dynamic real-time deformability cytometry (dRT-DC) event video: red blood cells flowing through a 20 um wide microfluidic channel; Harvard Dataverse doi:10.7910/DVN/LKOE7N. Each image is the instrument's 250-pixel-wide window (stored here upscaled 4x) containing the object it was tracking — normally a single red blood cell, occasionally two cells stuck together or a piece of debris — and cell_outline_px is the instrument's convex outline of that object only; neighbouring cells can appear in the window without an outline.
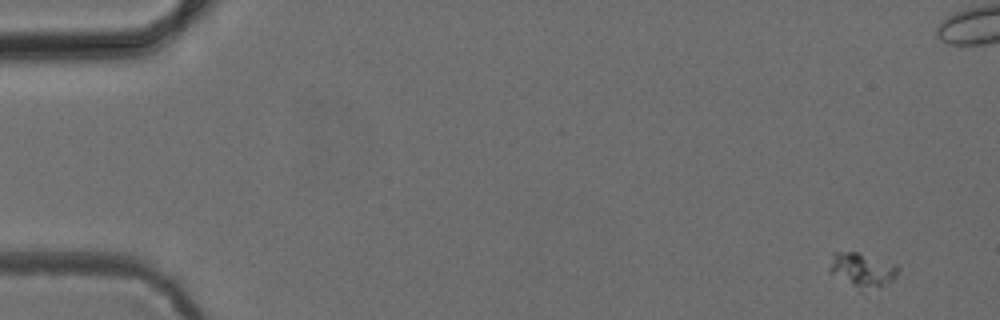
{"species": "common noctule bat (a hibernating species)", "species_latin": "Nyctalus noctula", "temperature_condition": "cold", "stored_images_in_passage": 6, "camera_frame_rate_fps": 3000, "um_per_image_px": 0.085, "animal": {"sex": "female", "body_mass_g": 24.6, "forearm_length_mm": 56.2}, "frame": {"image": 1, "passage_image": 1, "time_ms": 0.0, "image_size_px": [1000, 320], "cell_outline_px": [[900, 268], [896, 276], [892, 280], [860, 292], [828, 272], [828, 268], [832, 252], [856, 252], [896, 264]], "centroid_in_image_um": [73.22, 22.95], "position_along_channel_um": 11.8, "area_um2": 13.76}}